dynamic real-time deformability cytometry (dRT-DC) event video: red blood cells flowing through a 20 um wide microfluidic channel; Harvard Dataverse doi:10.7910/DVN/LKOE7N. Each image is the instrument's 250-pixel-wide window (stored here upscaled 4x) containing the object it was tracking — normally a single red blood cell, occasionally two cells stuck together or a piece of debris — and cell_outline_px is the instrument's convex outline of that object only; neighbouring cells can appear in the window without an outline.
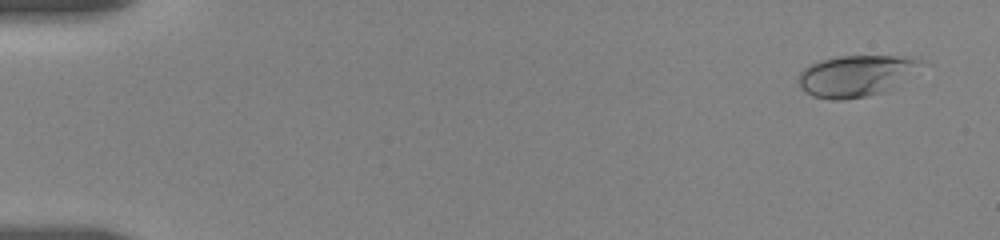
{"species": "human", "species_latin": "Homo sapiens", "temperature_condition": "room temperature", "stored_images_in_passage": 8, "camera_frame_rate_fps": 3000, "um_per_image_px": 0.085, "donor": {"sex": "female"}, "frame": {"image": 1, "passage_image": 1, "time_ms": 0.0, "image_size_px": [1000, 240], "cell_outline_px": [[920, 60], [892, 88], [884, 92], [844, 100], [832, 100], [812, 96], [796, 80], [800, 72], [804, 68], [820, 60], [836, 56], [896, 56]], "centroid_in_image_um": [72.57, 6.45], "position_along_channel_um": 12.4, "area_um2": 28.26}}
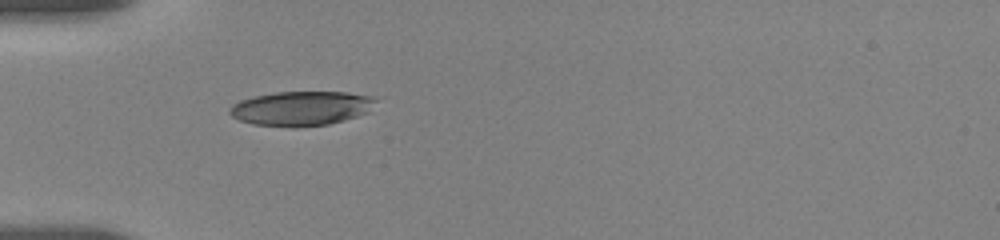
{"frame": {"image": 2, "passage_image": 7, "time_ms": 5.0, "image_size_px": [1000, 240], "cell_outline_px": [[380, 100], [368, 112], [344, 120], [328, 124], [296, 128], [292, 128], [252, 124], [240, 120], [232, 116], [228, 112], [228, 108], [232, 104], [240, 100], [252, 96], [276, 92], [348, 92], [376, 96]], "centroid_in_image_um": [25.63, 9.21], "position_along_channel_um": 59.4, "area_um2": 29.88}}
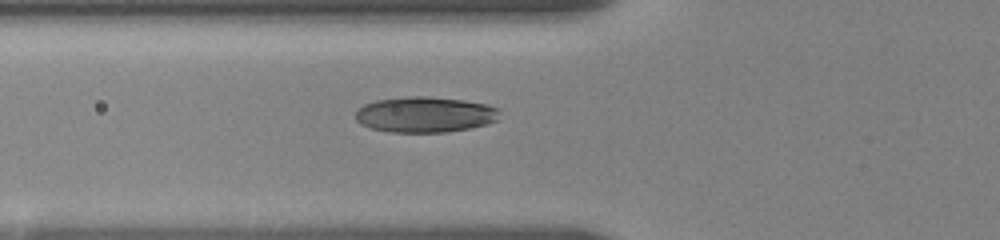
{"frame": {"image": 3, "passage_image": 8, "time_ms": 6.0, "image_size_px": [1000, 240], "cell_outline_px": [[500, 108], [496, 120], [484, 124], [468, 128], [448, 132], [388, 132], [368, 128], [360, 124], [356, 120], [356, 112], [364, 104], [376, 100], [404, 96], [428, 96], [464, 100], [488, 104]], "centroid_in_image_um": [36.09, 9.73], "position_along_channel_um": 89.7, "area_um2": 30.11}}